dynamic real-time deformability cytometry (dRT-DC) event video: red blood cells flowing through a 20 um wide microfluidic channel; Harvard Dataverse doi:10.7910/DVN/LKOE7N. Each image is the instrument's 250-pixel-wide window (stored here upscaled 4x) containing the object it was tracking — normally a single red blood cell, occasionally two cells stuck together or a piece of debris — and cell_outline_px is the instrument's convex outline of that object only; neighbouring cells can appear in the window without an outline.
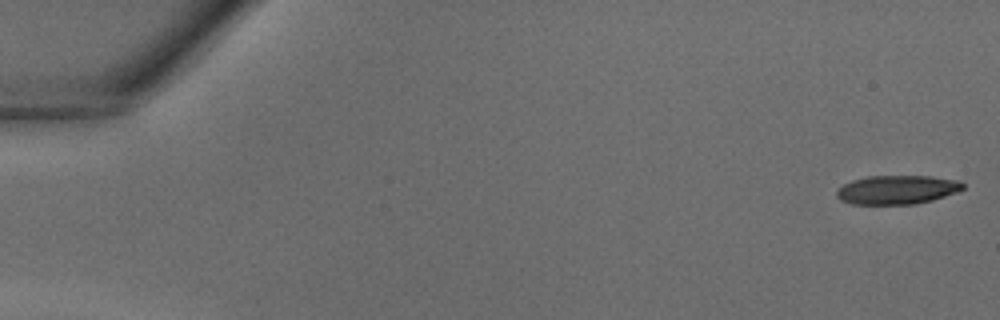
{"species": "common noctule bat (a hibernating species)", "species_latin": "Nyctalus noctula", "temperature_condition": "warm", "stored_images_in_passage": 34, "camera_frame_rate_fps": 3000, "um_per_image_px": 0.085, "animal": {"sex": "male", "body_mass_g": 18.8}, "frame": {"image": 1, "passage_image": 1, "time_ms": 0.0, "image_size_px": [1000, 320], "cell_outline_px": [[964, 188], [956, 192], [932, 200], [916, 204], [852, 204], [840, 200], [836, 196], [836, 192], [844, 184], [852, 180], [868, 176], [932, 176], [960, 180], [964, 184]], "centroid_in_image_um": [76.26, 16.12], "position_along_channel_um": 8.7, "area_um2": 21.27}}
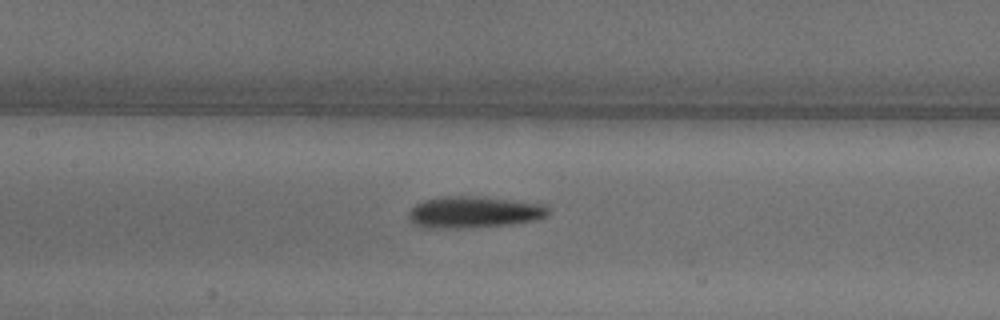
{"frame": {"image": 2, "passage_image": 19, "time_ms": 6.0, "image_size_px": [1000, 320], "cell_outline_px": [[548, 216], [536, 220], [508, 224], [472, 228], [424, 228], [412, 224], [408, 220], [408, 212], [416, 204], [424, 200], [440, 196], [480, 196], [544, 204], [548, 208]], "centroid_in_image_um": [40.23, 18.04], "position_along_channel_um": 167.2, "area_um2": 26.01}}
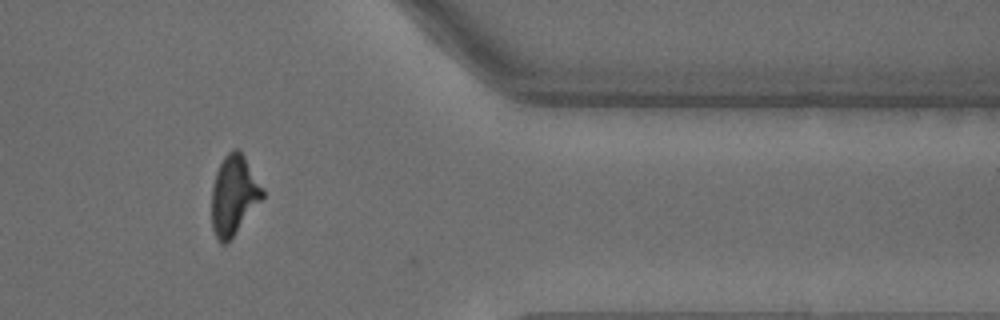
{"frame": {"image": 3, "passage_image": 33, "time_ms": 10.667, "image_size_px": [1000, 320], "cell_outline_px": [[264, 196], [228, 244], [220, 244], [212, 228], [212, 188], [216, 172], [224, 156], [232, 148], [240, 148], [264, 188]], "centroid_in_image_um": [19.88, 16.58], "position_along_channel_um": 391.5, "area_um2": 23.81}}